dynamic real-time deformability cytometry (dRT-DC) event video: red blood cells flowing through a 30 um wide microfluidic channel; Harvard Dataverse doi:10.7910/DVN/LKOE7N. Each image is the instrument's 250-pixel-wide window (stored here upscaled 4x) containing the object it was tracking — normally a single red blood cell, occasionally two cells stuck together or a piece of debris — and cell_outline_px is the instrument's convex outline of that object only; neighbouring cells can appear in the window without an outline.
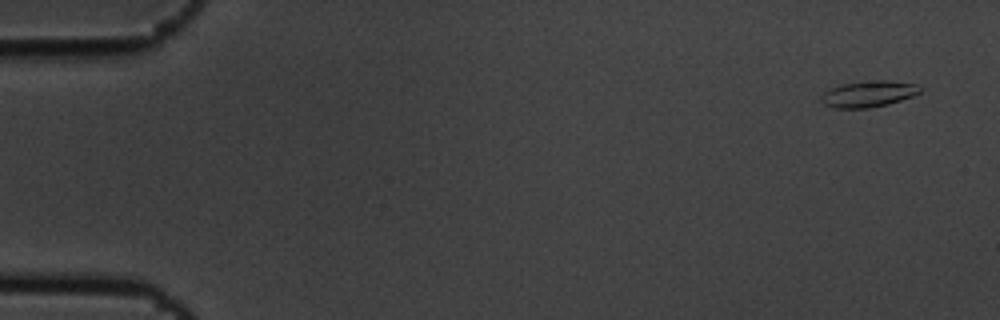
{"species": "common noctule bat (a hibernating species)", "species_latin": "Nyctalus noctula", "temperature_condition": "cold", "stored_images_in_passage": 5, "camera_frame_rate_fps": 3000, "um_per_image_px": 0.085, "animal": {"sex": "male", "body_mass_g": 19.5, "forearm_length_mm": 54.6}, "frame": {"image": 1, "passage_image": 1, "time_ms": 0.0, "image_size_px": [1000, 320], "cell_outline_px": [[924, 88], [920, 92], [912, 96], [888, 104], [868, 108], [836, 108], [824, 104], [820, 100], [820, 96], [828, 88], [840, 84], [880, 80], [884, 80], [916, 84]], "centroid_in_image_um": [73.8, 7.98], "position_along_channel_um": 11.2, "area_um2": 15.09}}
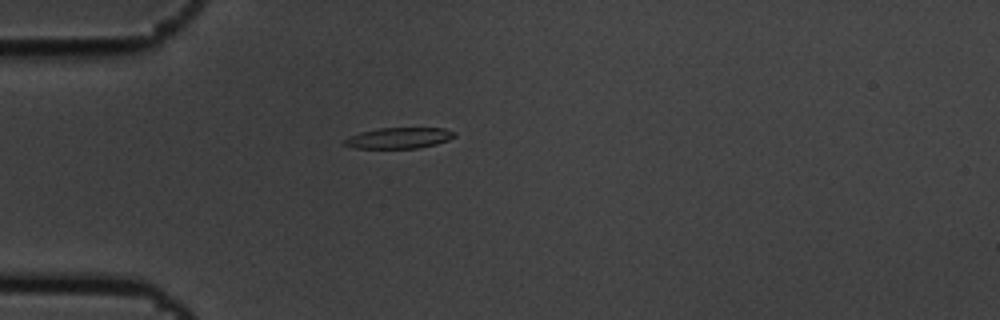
{"frame": {"image": 2, "passage_image": 4, "time_ms": 1.0, "image_size_px": [1000, 320], "cell_outline_px": [[456, 136], [448, 140], [436, 144], [416, 148], [356, 148], [340, 144], [348, 136], [360, 132], [380, 128], [444, 128], [456, 132]], "centroid_in_image_um": [33.89, 11.73], "position_along_channel_um": 51.1, "area_um2": 13.47}}